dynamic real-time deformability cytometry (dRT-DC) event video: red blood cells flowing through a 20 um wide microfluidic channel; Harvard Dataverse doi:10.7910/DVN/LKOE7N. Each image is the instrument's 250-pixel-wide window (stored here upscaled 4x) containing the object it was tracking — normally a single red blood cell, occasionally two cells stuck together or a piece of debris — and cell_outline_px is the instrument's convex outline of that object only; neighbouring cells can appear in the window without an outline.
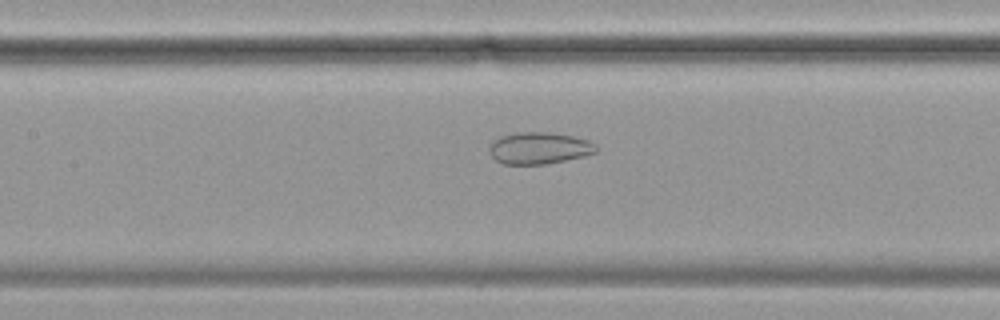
{"species": "common noctule bat (a hibernating species)", "species_latin": "Nyctalus noctula", "temperature_condition": "cold", "stored_images_in_passage": 58, "camera_frame_rate_fps": 3000, "um_per_image_px": 0.085, "animal": {"sex": "female", "body_mass_g": 19.9}, "frame": {"image": 1, "passage_image": 26, "time_ms": 8.333, "image_size_px": [1000, 320], "cell_outline_px": [[600, 148], [596, 152], [584, 156], [544, 164], [504, 164], [496, 160], [492, 156], [488, 148], [500, 136], [516, 132], [548, 132], [572, 136], [588, 140], [596, 144]], "centroid_in_image_um": [45.86, 12.58], "position_along_channel_um": 161.5, "area_um2": 19.71}}
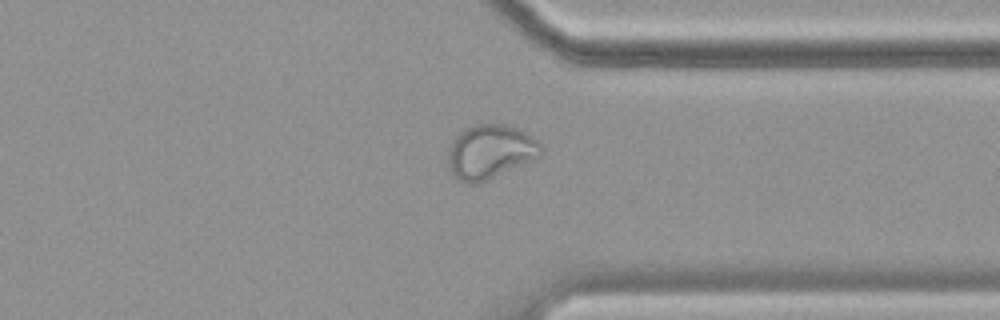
{"frame": {"image": 2, "passage_image": 44, "time_ms": 14.333, "image_size_px": [1000, 320], "cell_outline_px": [[544, 152], [540, 156], [532, 160], [488, 180], [476, 184], [468, 184], [452, 176], [448, 168], [448, 148], [452, 140], [464, 128], [476, 124], [504, 124], [516, 128], [532, 136], [544, 148]], "centroid_in_image_um": [41.64, 12.91], "position_along_channel_um": 369.8, "area_um2": 29.54}}
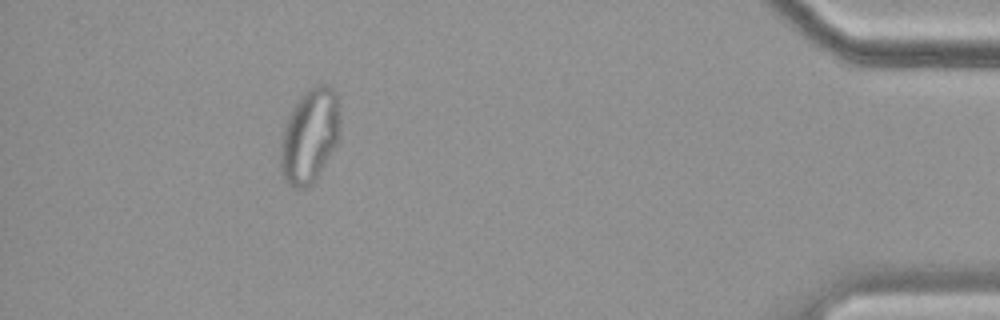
{"frame": {"image": 3, "passage_image": 52, "time_ms": 17.0, "image_size_px": [1000, 320], "cell_outline_px": [[340, 140], [316, 180], [312, 184], [304, 188], [292, 188], [284, 180], [280, 172], [280, 152], [284, 128], [288, 116], [300, 96], [308, 88], [316, 84], [324, 84], [332, 88], [336, 92], [340, 104]], "centroid_in_image_um": [26.36, 11.55], "position_along_channel_um": 408.8, "area_um2": 33.47}, "authors_computed_cell_mechanics": {"area_um2": 29.7381, "velocity_mm_per_s": 3.4908, "shape_relaxation_time_tau1_ms": null, "shape_relaxation_time_tau2_ms": 1.0519, "deformation_change_tau1": null, "deformation_change_tau2": 0.0542}}